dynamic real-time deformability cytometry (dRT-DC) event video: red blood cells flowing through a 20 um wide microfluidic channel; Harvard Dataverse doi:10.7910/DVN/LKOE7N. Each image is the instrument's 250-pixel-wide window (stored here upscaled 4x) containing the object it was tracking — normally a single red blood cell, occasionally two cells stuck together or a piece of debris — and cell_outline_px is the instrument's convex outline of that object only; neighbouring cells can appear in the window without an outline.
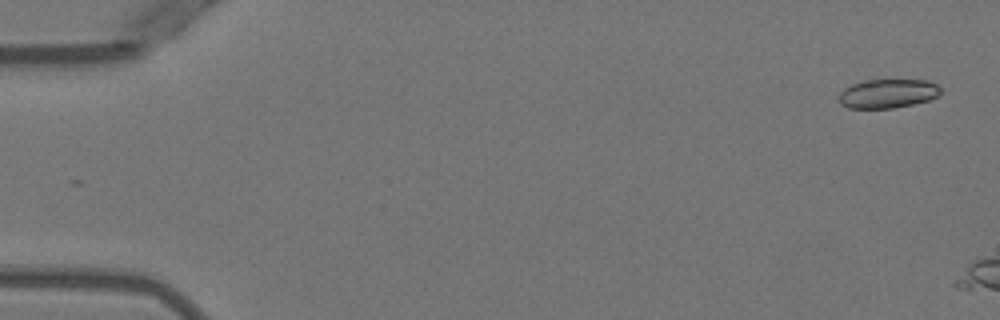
{"species": "Egyptian fruit bat (a non-hibernating species)", "species_latin": "Rousettus aegyptiacus", "temperature_condition": "warm", "stored_images_in_passage": 3, "camera_frame_rate_fps": 3000, "um_per_image_px": 0.085, "animal": {"sex": "female"}, "frame": {"image": 1, "passage_image": 1, "time_ms": 0.0, "image_size_px": [1000, 320], "cell_outline_px": [[940, 96], [928, 100], [912, 104], [892, 108], [848, 108], [840, 104], [840, 92], [844, 88], [852, 84], [864, 80], [928, 80], [936, 84], [940, 88]], "centroid_in_image_um": [75.46, 7.95], "position_along_channel_um": 9.5, "area_um2": 17.17}}